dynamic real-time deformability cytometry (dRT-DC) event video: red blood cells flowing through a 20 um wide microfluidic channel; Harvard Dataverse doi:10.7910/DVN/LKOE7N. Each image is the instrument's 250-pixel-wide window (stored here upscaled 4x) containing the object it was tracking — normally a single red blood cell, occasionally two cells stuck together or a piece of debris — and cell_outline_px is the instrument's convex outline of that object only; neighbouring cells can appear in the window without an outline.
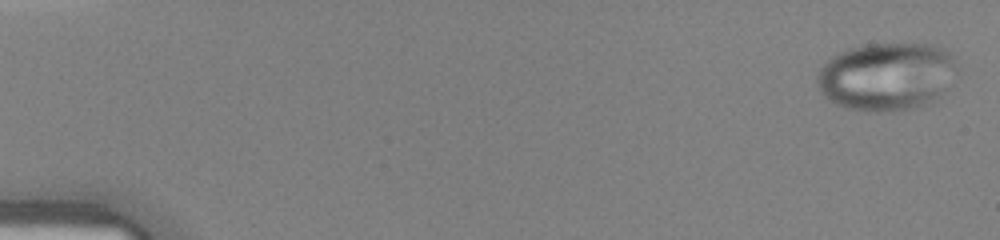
{"species": "human", "species_latin": "Homo sapiens", "temperature_condition": "warm", "stored_images_in_passage": 43, "camera_frame_rate_fps": 3000, "um_per_image_px": 0.085, "donor": {"sex": "female"}, "frame": {"image": 1, "passage_image": 1, "time_ms": 0.0, "image_size_px": [1000, 240], "cell_outline_px": [[960, 68], [940, 96], [932, 104], [920, 108], [880, 112], [876, 112], [848, 108], [828, 100], [824, 96], [816, 84], [816, 76], [820, 68], [832, 56], [840, 52], [852, 48], [868, 44], [928, 44], [944, 48], [956, 56]], "centroid_in_image_um": [75.43, 6.5], "position_along_channel_um": 9.6, "area_um2": 56.24}}
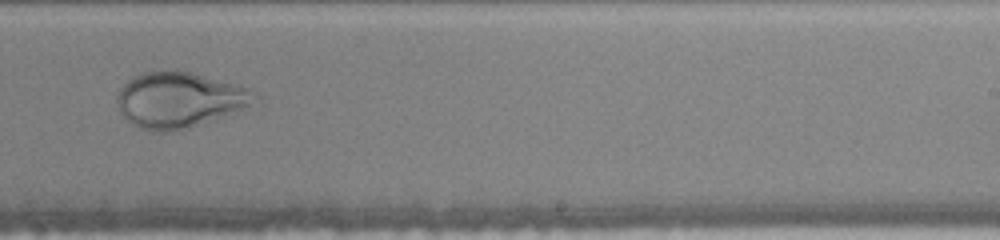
{"frame": {"image": 2, "passage_image": 28, "time_ms": 9.0, "image_size_px": [1000, 240], "cell_outline_px": [[260, 96], [248, 104], [216, 120], [164, 132], [148, 132], [132, 124], [120, 112], [116, 100], [116, 96], [120, 88], [132, 76], [144, 72], [188, 72], [248, 88]], "centroid_in_image_um": [15.16, 8.51], "position_along_channel_um": 273.8, "area_um2": 43.52}}
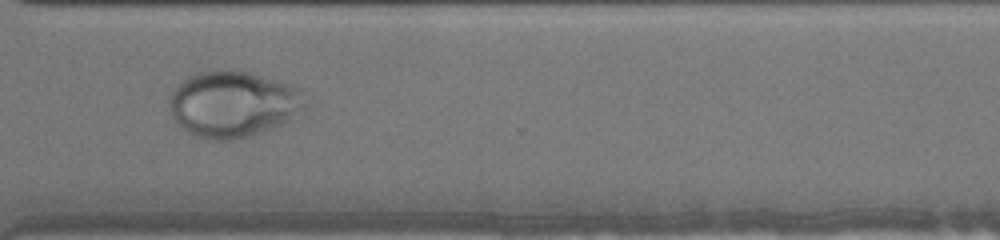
{"frame": {"image": 3, "passage_image": 33, "time_ms": 10.667, "image_size_px": [1000, 240], "cell_outline_px": [[312, 104], [308, 108], [292, 120], [252, 136], [232, 140], [208, 140], [196, 136], [188, 132], [176, 120], [168, 108], [168, 100], [172, 92], [188, 76], [200, 72], [220, 68], [252, 72], [292, 84], [304, 88], [312, 100]], "centroid_in_image_um": [19.97, 8.83], "position_along_channel_um": 350.6, "area_um2": 54.04}}